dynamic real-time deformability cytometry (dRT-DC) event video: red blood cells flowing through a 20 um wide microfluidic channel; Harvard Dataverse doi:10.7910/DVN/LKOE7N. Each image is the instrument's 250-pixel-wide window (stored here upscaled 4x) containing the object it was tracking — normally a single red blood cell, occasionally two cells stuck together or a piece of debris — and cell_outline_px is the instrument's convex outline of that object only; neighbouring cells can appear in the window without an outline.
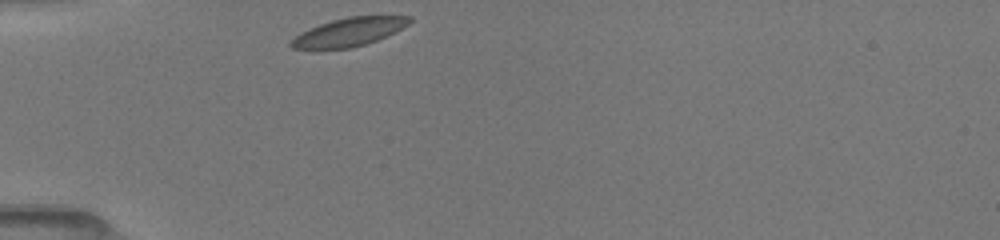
{"species": "common noctule bat (a hibernating species)", "species_latin": "Nyctalus noctula", "temperature_condition": "room temperature", "stored_images_in_passage": 29, "camera_frame_rate_fps": 3000, "um_per_image_px": 0.085, "animal": {"sex": "female", "body_mass_g": 19.5, "forearm_length_mm": 54.1}, "frame": {"image": 1, "passage_image": 1, "time_ms": 0.0, "image_size_px": [1000, 240], "cell_outline_px": [[412, 20], [408, 24], [376, 40], [352, 48], [292, 48], [288, 44], [300, 32], [320, 24], [332, 20], [348, 16], [412, 16]], "centroid_in_image_um": [29.64, 2.7], "position_along_channel_um": 55.4, "area_um2": 19.07}}
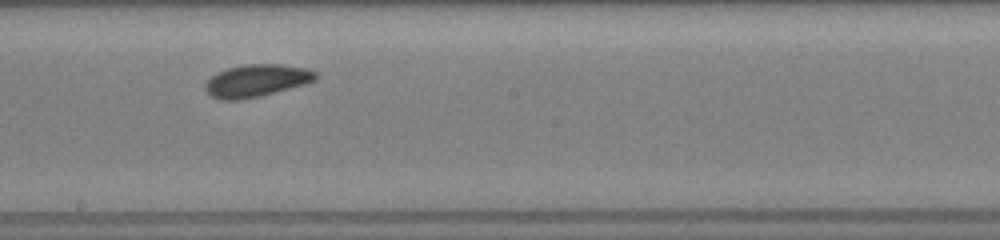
{"frame": {"image": 2, "passage_image": 15, "time_ms": 4.667, "image_size_px": [1000, 240], "cell_outline_px": [[320, 76], [316, 80], [304, 84], [260, 96], [240, 100], [220, 100], [212, 96], [204, 88], [204, 84], [216, 72], [228, 68], [248, 64], [284, 64], [308, 68], [316, 72]], "centroid_in_image_um": [21.83, 6.84], "position_along_channel_um": 226.4, "area_um2": 20.92}}
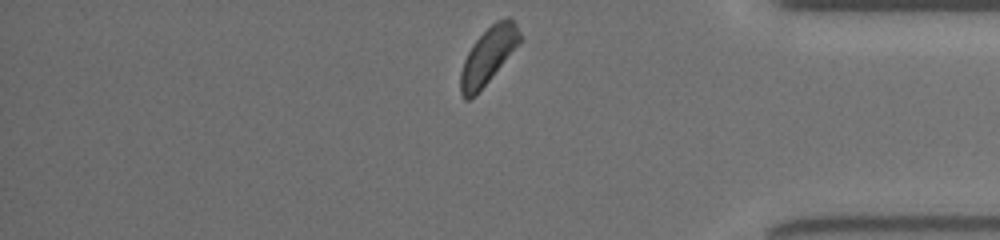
{"frame": {"image": 3, "passage_image": 29, "time_ms": 9.333, "image_size_px": [1000, 240], "cell_outline_px": [[520, 40], [476, 96], [468, 100], [464, 100], [460, 92], [460, 72], [464, 60], [472, 44], [496, 20], [508, 16], [516, 20], [520, 32]], "centroid_in_image_um": [41.46, 4.73], "position_along_channel_um": 393.7, "area_um2": 19.13}, "authors_computed_cell_mechanics": {"area_um2": 20.0566, "velocity_mm_per_s": 3.9648, "shape_relaxation_time_tau1_ms": 3.0993, "shape_relaxation_time_tau2_ms": null, "deformation_change_tau1": 0.0674, "deformation_change_tau2": null}}